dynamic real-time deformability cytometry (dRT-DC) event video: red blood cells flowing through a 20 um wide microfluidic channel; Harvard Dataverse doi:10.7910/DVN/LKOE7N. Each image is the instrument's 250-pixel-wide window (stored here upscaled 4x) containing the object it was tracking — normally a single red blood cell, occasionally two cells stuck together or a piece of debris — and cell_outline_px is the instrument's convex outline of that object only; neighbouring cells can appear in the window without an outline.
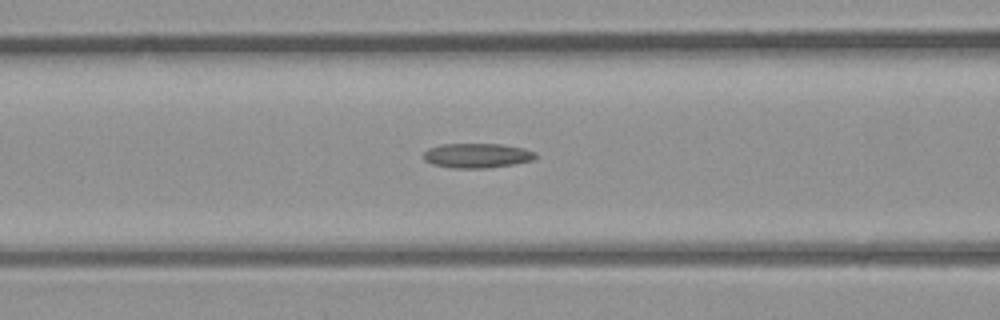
{"species": "common noctule bat (a hibernating species)", "species_latin": "Nyctalus noctula", "temperature_condition": "room temperature", "stored_images_in_passage": 28, "camera_frame_rate_fps": 3000, "um_per_image_px": 0.085, "animal": {"sex": "male", "body_mass_g": 23.1, "forearm_length_mm": 52.7}, "frame": {"image": 1, "passage_image": 9, "time_ms": 2.667, "image_size_px": [1000, 320], "cell_outline_px": [[536, 156], [532, 160], [512, 164], [488, 168], [452, 168], [432, 164], [424, 160], [424, 152], [428, 148], [440, 144], [500, 144], [524, 148], [536, 152]], "centroid_in_image_um": [40.52, 13.22], "position_along_channel_um": 126.1, "area_um2": 16.07}}
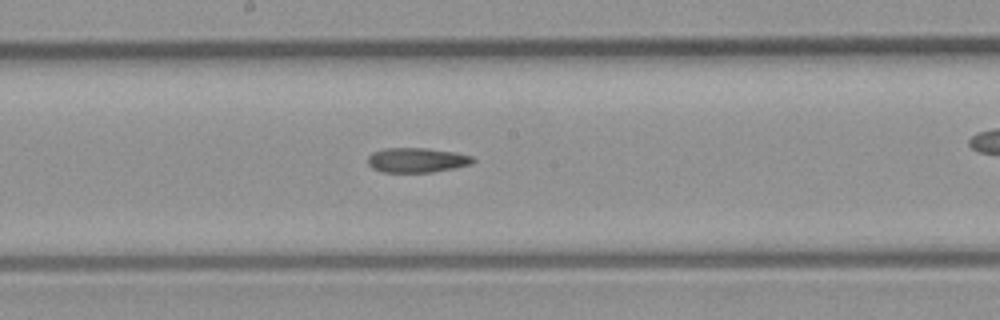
{"frame": {"image": 2, "passage_image": 14, "time_ms": 4.333, "image_size_px": [1000, 320], "cell_outline_px": [[476, 160], [472, 164], [456, 168], [432, 172], [384, 172], [372, 168], [368, 164], [368, 156], [372, 152], [384, 148], [428, 148], [456, 152], [472, 156]], "centroid_in_image_um": [35.46, 13.6], "position_along_channel_um": 212.7, "area_um2": 15.32}}
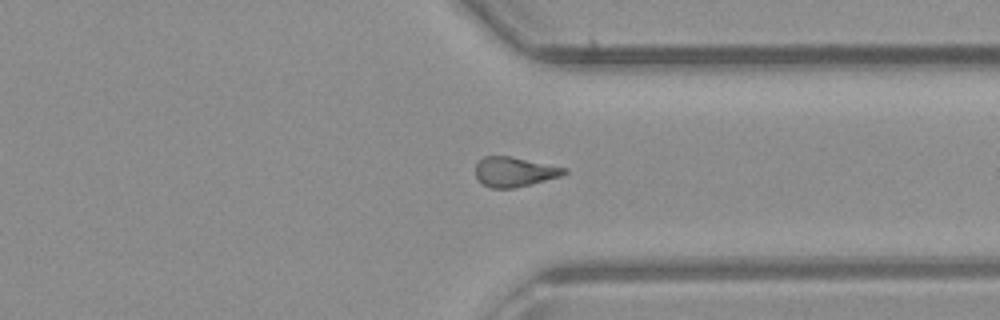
{"frame": {"image": 3, "passage_image": 23, "time_ms": 7.333, "image_size_px": [1000, 320], "cell_outline_px": [[568, 172], [560, 176], [532, 184], [512, 188], [488, 188], [476, 176], [476, 164], [484, 156], [508, 156], [568, 168]], "centroid_in_image_um": [43.74, 14.61], "position_along_channel_um": 367.7, "area_um2": 15.2}}